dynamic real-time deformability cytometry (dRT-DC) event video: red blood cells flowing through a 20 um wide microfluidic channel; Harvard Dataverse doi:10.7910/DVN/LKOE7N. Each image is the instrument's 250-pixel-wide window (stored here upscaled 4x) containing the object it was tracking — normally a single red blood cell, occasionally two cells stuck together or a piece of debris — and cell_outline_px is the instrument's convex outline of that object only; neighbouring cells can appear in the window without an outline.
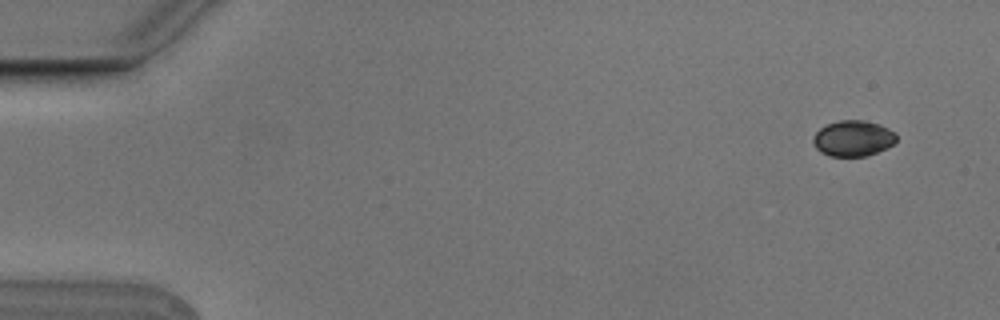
{"species": "Egyptian fruit bat (a non-hibernating species)", "species_latin": "Rousettus aegyptiacus", "temperature_condition": "cold", "stored_images_in_passage": 5, "camera_frame_rate_fps": 3000, "um_per_image_px": 0.085, "animal": {"sex": "male"}, "frame": {"image": 1, "passage_image": 1, "time_ms": 0.0, "image_size_px": [1000, 320], "cell_outline_px": [[896, 140], [892, 144], [876, 152], [864, 156], [828, 156], [820, 152], [816, 148], [812, 140], [816, 132], [820, 128], [828, 124], [840, 120], [864, 120], [880, 124], [896, 132]], "centroid_in_image_um": [72.5, 11.75], "position_along_channel_um": 12.5, "area_um2": 17.28}}